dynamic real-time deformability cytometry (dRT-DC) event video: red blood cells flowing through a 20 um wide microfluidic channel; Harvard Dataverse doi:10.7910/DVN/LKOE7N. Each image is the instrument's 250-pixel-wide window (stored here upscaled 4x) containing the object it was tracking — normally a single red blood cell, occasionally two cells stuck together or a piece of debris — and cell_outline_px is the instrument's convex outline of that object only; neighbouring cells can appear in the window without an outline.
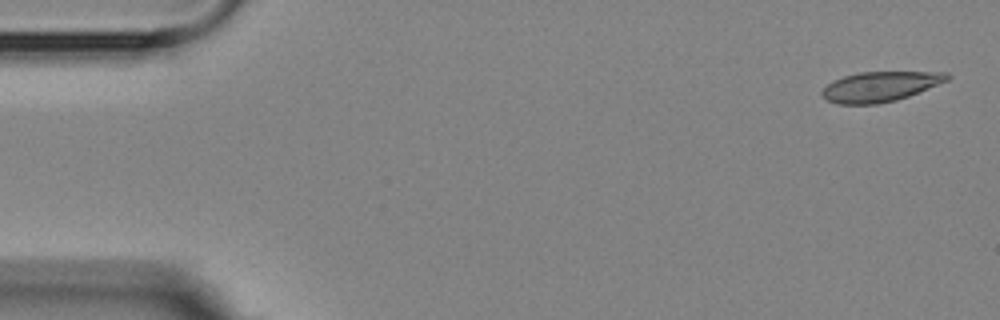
{"species": "Egyptian fruit bat (a non-hibernating species)", "species_latin": "Rousettus aegyptiacus", "temperature_condition": "room temperature", "stored_images_in_passage": 4, "segment_of_instrument_passage": [2, 2], "camera_frame_rate_fps": 3000, "um_per_image_px": 0.085, "animal": {"sex": "female"}, "frame": {"image": 1, "passage_image": 4, "time_ms": 5.0, "image_size_px": [1000, 320], "cell_outline_px": [[952, 76], [948, 80], [908, 96], [896, 100], [876, 104], [836, 104], [828, 100], [820, 92], [832, 80], [844, 76], [860, 72], [948, 72]], "centroid_in_image_um": [74.81, 7.35], "position_along_channel_um": 10.2, "area_um2": 21.73}}